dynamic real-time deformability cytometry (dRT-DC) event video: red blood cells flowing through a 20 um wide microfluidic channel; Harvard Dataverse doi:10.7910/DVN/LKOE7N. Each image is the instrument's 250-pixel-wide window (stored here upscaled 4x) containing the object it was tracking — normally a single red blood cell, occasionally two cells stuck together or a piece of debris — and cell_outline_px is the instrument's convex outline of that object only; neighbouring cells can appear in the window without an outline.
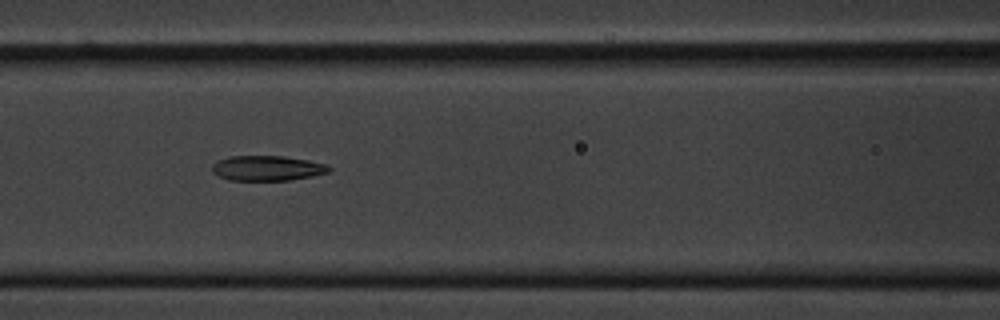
{"species": "common noctule bat (a hibernating species)", "species_latin": "Nyctalus noctula", "temperature_condition": "cold", "stored_images_in_passage": 9, "camera_frame_rate_fps": 3000, "um_per_image_px": 0.085, "animal": {"sex": "male", "body_mass_g": 20.1, "forearm_length_mm": 53.5}, "frame": {"image": 1, "passage_image": 8, "time_ms": 8.0, "image_size_px": [1000, 320], "cell_outline_px": [[332, 168], [328, 172], [312, 176], [288, 180], [228, 180], [216, 176], [212, 172], [212, 164], [216, 160], [228, 156], [284, 156], [308, 160], [328, 164]], "centroid_in_image_um": [22.67, 14.29], "position_along_channel_um": 143.9, "area_um2": 17.28}}
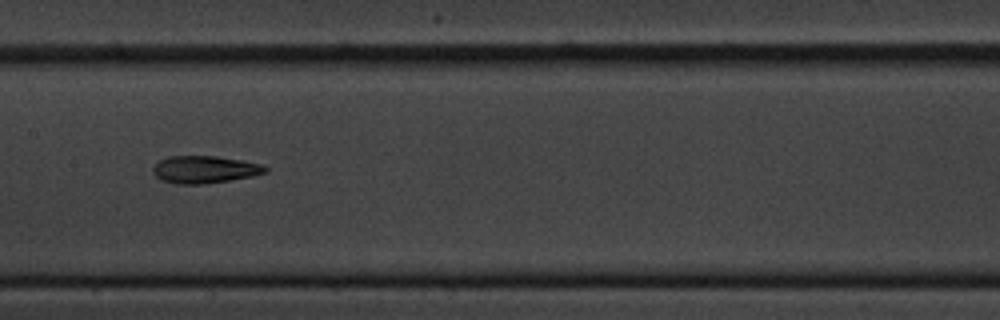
{"frame": {"image": 2, "passage_image": 9, "time_ms": 9.333, "image_size_px": [1000, 320], "cell_outline_px": [[268, 172], [252, 176], [204, 184], [176, 184], [160, 180], [152, 172], [152, 168], [160, 160], [168, 156], [216, 156], [240, 160], [260, 164], [268, 168]], "centroid_in_image_um": [17.36, 14.41], "position_along_channel_um": 190.0, "area_um2": 17.86}}